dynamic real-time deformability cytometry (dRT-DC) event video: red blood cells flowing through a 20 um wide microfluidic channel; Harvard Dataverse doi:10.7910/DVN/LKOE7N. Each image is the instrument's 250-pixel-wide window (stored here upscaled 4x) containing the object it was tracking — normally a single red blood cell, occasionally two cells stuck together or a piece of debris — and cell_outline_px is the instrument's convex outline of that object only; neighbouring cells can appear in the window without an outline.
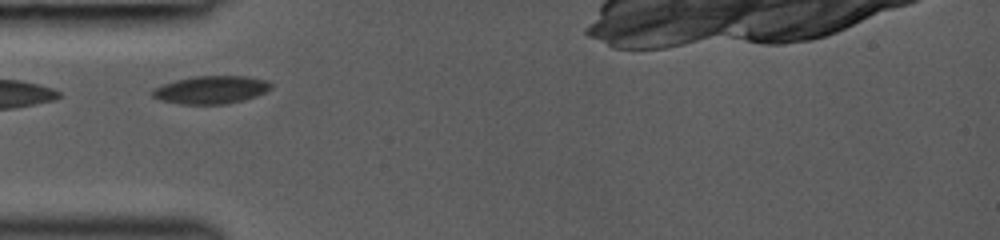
{"species": "common noctule bat (a hibernating species)", "species_latin": "Nyctalus noctula", "temperature_condition": "room temperature", "stored_images_in_passage": 3, "camera_frame_rate_fps": 3000, "um_per_image_px": 0.085, "animal": {"sex": "female", "body_mass_g": 19.0, "forearm_length_mm": 53.3}, "frame": {"image": 1, "passage_image": 1, "time_ms": 0.0, "image_size_px": [1000, 240], "cell_outline_px": [[272, 88], [256, 96], [244, 100], [224, 104], [180, 104], [160, 100], [152, 96], [152, 88], [176, 80], [192, 76], [244, 76], [268, 80], [272, 84]], "centroid_in_image_um": [17.94, 7.63], "position_along_channel_um": 67.1, "area_um2": 19.31}}